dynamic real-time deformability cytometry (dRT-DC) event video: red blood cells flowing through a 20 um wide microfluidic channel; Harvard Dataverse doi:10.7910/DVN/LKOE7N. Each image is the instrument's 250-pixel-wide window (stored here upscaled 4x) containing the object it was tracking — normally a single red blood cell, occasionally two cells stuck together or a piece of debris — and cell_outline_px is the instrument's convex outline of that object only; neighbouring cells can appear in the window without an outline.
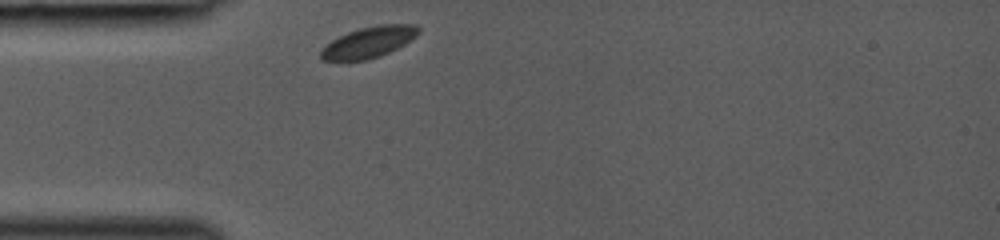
{"species": "common noctule bat (a hibernating species)", "species_latin": "Nyctalus noctula", "temperature_condition": "room temperature", "stored_images_in_passage": 27, "camera_frame_rate_fps": 3000, "um_per_image_px": 0.085, "animal": {"sex": "female", "body_mass_g": 19.0, "forearm_length_mm": 53.3}, "frame": {"image": 1, "passage_image": 1, "time_ms": 0.0, "image_size_px": [1000, 240], "cell_outline_px": [[420, 32], [416, 36], [404, 44], [380, 56], [368, 60], [340, 64], [320, 60], [320, 52], [332, 40], [348, 32], [360, 28], [380, 24], [416, 24], [420, 28]], "centroid_in_image_um": [31.29, 3.64], "position_along_channel_um": 53.7, "area_um2": 18.15}}
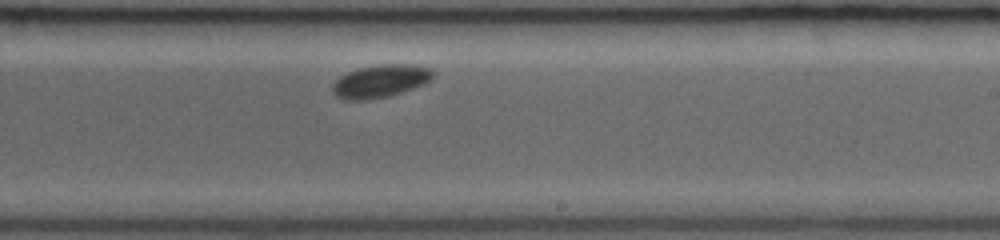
{"frame": {"image": 2, "passage_image": 16, "time_ms": 5.0, "image_size_px": [1000, 240], "cell_outline_px": [[436, 72], [424, 84], [388, 96], [368, 100], [344, 100], [336, 96], [332, 92], [332, 84], [340, 76], [348, 72], [360, 68], [380, 64], [408, 64], [428, 68]], "centroid_in_image_um": [32.29, 6.9], "position_along_channel_um": 256.7, "area_um2": 19.02}}
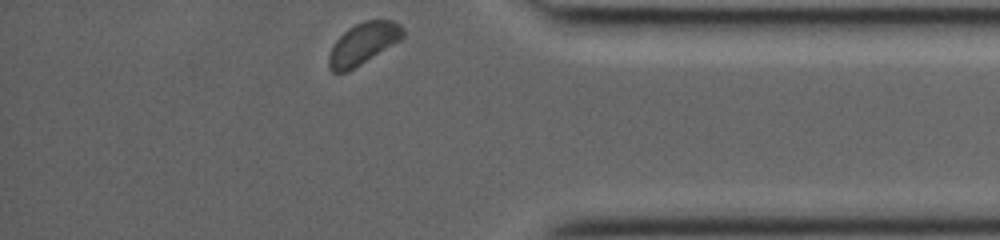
{"frame": {"image": 3, "passage_image": 27, "time_ms": 8.667, "image_size_px": [1000, 240], "cell_outline_px": [[404, 36], [400, 40], [348, 72], [332, 72], [328, 68], [328, 56], [332, 44], [348, 28], [364, 20], [392, 20], [400, 24], [404, 28]], "centroid_in_image_um": [30.85, 3.71], "position_along_channel_um": 404.4, "area_um2": 18.03}}